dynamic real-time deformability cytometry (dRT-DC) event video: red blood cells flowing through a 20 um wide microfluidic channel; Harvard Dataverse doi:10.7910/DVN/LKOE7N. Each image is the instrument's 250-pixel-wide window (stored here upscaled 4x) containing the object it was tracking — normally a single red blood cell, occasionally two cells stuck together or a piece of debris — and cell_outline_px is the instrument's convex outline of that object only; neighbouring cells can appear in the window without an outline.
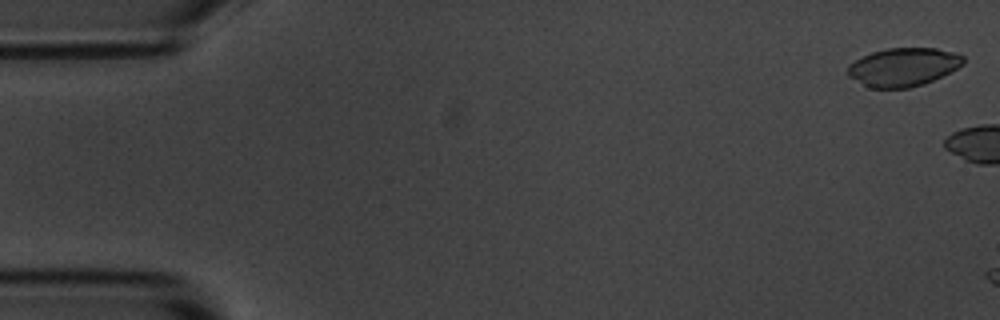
{"species": "common noctule bat (a hibernating species)", "species_latin": "Nyctalus noctula", "temperature_condition": "room temperature", "stored_images_in_passage": 5, "camera_frame_rate_fps": 3000, "um_per_image_px": 0.085, "animal": {"sex": "male", "body_mass_g": 20.1, "forearm_length_mm": 53.5}, "frame": {"image": 1, "passage_image": 1, "time_ms": 0.0, "image_size_px": [1000, 320], "cell_outline_px": [[964, 64], [924, 84], [908, 88], [868, 88], [848, 76], [848, 64], [872, 52], [888, 48], [936, 48], [956, 52], [964, 56]], "centroid_in_image_um": [76.77, 5.7], "position_along_channel_um": 8.2, "area_um2": 25.78}}